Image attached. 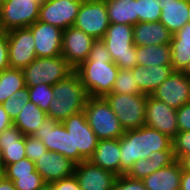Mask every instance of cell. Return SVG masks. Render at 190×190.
Returning a JSON list of instances; mask_svg holds the SVG:
<instances>
[{"label":"cell","mask_w":190,"mask_h":190,"mask_svg":"<svg viewBox=\"0 0 190 190\" xmlns=\"http://www.w3.org/2000/svg\"><path fill=\"white\" fill-rule=\"evenodd\" d=\"M119 143L120 175L126 174L136 161L148 158L152 152L173 151L170 137L146 125L125 130Z\"/></svg>","instance_id":"cell-2"},{"label":"cell","mask_w":190,"mask_h":190,"mask_svg":"<svg viewBox=\"0 0 190 190\" xmlns=\"http://www.w3.org/2000/svg\"><path fill=\"white\" fill-rule=\"evenodd\" d=\"M110 23L128 24L138 23L137 0H105Z\"/></svg>","instance_id":"cell-27"},{"label":"cell","mask_w":190,"mask_h":190,"mask_svg":"<svg viewBox=\"0 0 190 190\" xmlns=\"http://www.w3.org/2000/svg\"><path fill=\"white\" fill-rule=\"evenodd\" d=\"M40 5L37 0H0V29L29 27L39 19Z\"/></svg>","instance_id":"cell-9"},{"label":"cell","mask_w":190,"mask_h":190,"mask_svg":"<svg viewBox=\"0 0 190 190\" xmlns=\"http://www.w3.org/2000/svg\"><path fill=\"white\" fill-rule=\"evenodd\" d=\"M145 125L173 139L179 132L177 110L152 95H148Z\"/></svg>","instance_id":"cell-13"},{"label":"cell","mask_w":190,"mask_h":190,"mask_svg":"<svg viewBox=\"0 0 190 190\" xmlns=\"http://www.w3.org/2000/svg\"><path fill=\"white\" fill-rule=\"evenodd\" d=\"M172 33L159 22H139L133 26L135 46L170 44Z\"/></svg>","instance_id":"cell-21"},{"label":"cell","mask_w":190,"mask_h":190,"mask_svg":"<svg viewBox=\"0 0 190 190\" xmlns=\"http://www.w3.org/2000/svg\"><path fill=\"white\" fill-rule=\"evenodd\" d=\"M47 118L45 111L29 101L13 121V125H15L24 136H33Z\"/></svg>","instance_id":"cell-28"},{"label":"cell","mask_w":190,"mask_h":190,"mask_svg":"<svg viewBox=\"0 0 190 190\" xmlns=\"http://www.w3.org/2000/svg\"><path fill=\"white\" fill-rule=\"evenodd\" d=\"M40 190H54V189L52 184L45 183V185Z\"/></svg>","instance_id":"cell-49"},{"label":"cell","mask_w":190,"mask_h":190,"mask_svg":"<svg viewBox=\"0 0 190 190\" xmlns=\"http://www.w3.org/2000/svg\"><path fill=\"white\" fill-rule=\"evenodd\" d=\"M26 87L22 69L8 68L0 72V104L14 92Z\"/></svg>","instance_id":"cell-30"},{"label":"cell","mask_w":190,"mask_h":190,"mask_svg":"<svg viewBox=\"0 0 190 190\" xmlns=\"http://www.w3.org/2000/svg\"><path fill=\"white\" fill-rule=\"evenodd\" d=\"M172 143L173 154L179 161L185 154L190 153V131L178 132Z\"/></svg>","instance_id":"cell-39"},{"label":"cell","mask_w":190,"mask_h":190,"mask_svg":"<svg viewBox=\"0 0 190 190\" xmlns=\"http://www.w3.org/2000/svg\"><path fill=\"white\" fill-rule=\"evenodd\" d=\"M29 101V89L25 87L14 92L8 97V100L1 105L11 120L14 121Z\"/></svg>","instance_id":"cell-32"},{"label":"cell","mask_w":190,"mask_h":190,"mask_svg":"<svg viewBox=\"0 0 190 190\" xmlns=\"http://www.w3.org/2000/svg\"><path fill=\"white\" fill-rule=\"evenodd\" d=\"M170 45L173 70L184 72L190 63V23L172 35Z\"/></svg>","instance_id":"cell-26"},{"label":"cell","mask_w":190,"mask_h":190,"mask_svg":"<svg viewBox=\"0 0 190 190\" xmlns=\"http://www.w3.org/2000/svg\"><path fill=\"white\" fill-rule=\"evenodd\" d=\"M54 98L48 108L47 117L62 123L71 115L84 110L89 97L80 76L73 72L53 85Z\"/></svg>","instance_id":"cell-3"},{"label":"cell","mask_w":190,"mask_h":190,"mask_svg":"<svg viewBox=\"0 0 190 190\" xmlns=\"http://www.w3.org/2000/svg\"><path fill=\"white\" fill-rule=\"evenodd\" d=\"M26 158L25 136L12 125L0 133V163L3 169Z\"/></svg>","instance_id":"cell-20"},{"label":"cell","mask_w":190,"mask_h":190,"mask_svg":"<svg viewBox=\"0 0 190 190\" xmlns=\"http://www.w3.org/2000/svg\"><path fill=\"white\" fill-rule=\"evenodd\" d=\"M76 164L57 152L47 151L36 162V171L45 183L51 184L74 175Z\"/></svg>","instance_id":"cell-19"},{"label":"cell","mask_w":190,"mask_h":190,"mask_svg":"<svg viewBox=\"0 0 190 190\" xmlns=\"http://www.w3.org/2000/svg\"><path fill=\"white\" fill-rule=\"evenodd\" d=\"M182 169L190 171V153L185 154L180 160H179Z\"/></svg>","instance_id":"cell-48"},{"label":"cell","mask_w":190,"mask_h":190,"mask_svg":"<svg viewBox=\"0 0 190 190\" xmlns=\"http://www.w3.org/2000/svg\"><path fill=\"white\" fill-rule=\"evenodd\" d=\"M12 125L13 121L11 120L9 115L4 111L2 105L0 104V133Z\"/></svg>","instance_id":"cell-45"},{"label":"cell","mask_w":190,"mask_h":190,"mask_svg":"<svg viewBox=\"0 0 190 190\" xmlns=\"http://www.w3.org/2000/svg\"><path fill=\"white\" fill-rule=\"evenodd\" d=\"M180 190H190V171H182Z\"/></svg>","instance_id":"cell-46"},{"label":"cell","mask_w":190,"mask_h":190,"mask_svg":"<svg viewBox=\"0 0 190 190\" xmlns=\"http://www.w3.org/2000/svg\"><path fill=\"white\" fill-rule=\"evenodd\" d=\"M182 166L178 160L148 175L142 181L147 190H180Z\"/></svg>","instance_id":"cell-23"},{"label":"cell","mask_w":190,"mask_h":190,"mask_svg":"<svg viewBox=\"0 0 190 190\" xmlns=\"http://www.w3.org/2000/svg\"><path fill=\"white\" fill-rule=\"evenodd\" d=\"M33 136L40 139L48 151L62 154L72 161L71 134L63 123L47 118Z\"/></svg>","instance_id":"cell-15"},{"label":"cell","mask_w":190,"mask_h":190,"mask_svg":"<svg viewBox=\"0 0 190 190\" xmlns=\"http://www.w3.org/2000/svg\"><path fill=\"white\" fill-rule=\"evenodd\" d=\"M152 96L177 110L190 102V78L184 72L173 71Z\"/></svg>","instance_id":"cell-14"},{"label":"cell","mask_w":190,"mask_h":190,"mask_svg":"<svg viewBox=\"0 0 190 190\" xmlns=\"http://www.w3.org/2000/svg\"><path fill=\"white\" fill-rule=\"evenodd\" d=\"M10 68L8 57L7 33L0 29V72Z\"/></svg>","instance_id":"cell-43"},{"label":"cell","mask_w":190,"mask_h":190,"mask_svg":"<svg viewBox=\"0 0 190 190\" xmlns=\"http://www.w3.org/2000/svg\"><path fill=\"white\" fill-rule=\"evenodd\" d=\"M112 93L118 94H142L136 82L132 69H120L112 88Z\"/></svg>","instance_id":"cell-31"},{"label":"cell","mask_w":190,"mask_h":190,"mask_svg":"<svg viewBox=\"0 0 190 190\" xmlns=\"http://www.w3.org/2000/svg\"><path fill=\"white\" fill-rule=\"evenodd\" d=\"M74 175L81 190H114L118 177L115 173L83 160L75 166Z\"/></svg>","instance_id":"cell-17"},{"label":"cell","mask_w":190,"mask_h":190,"mask_svg":"<svg viewBox=\"0 0 190 190\" xmlns=\"http://www.w3.org/2000/svg\"><path fill=\"white\" fill-rule=\"evenodd\" d=\"M139 22H159L161 4L159 0H137Z\"/></svg>","instance_id":"cell-34"},{"label":"cell","mask_w":190,"mask_h":190,"mask_svg":"<svg viewBox=\"0 0 190 190\" xmlns=\"http://www.w3.org/2000/svg\"><path fill=\"white\" fill-rule=\"evenodd\" d=\"M25 151L26 158L36 162L48 150L40 139L34 136H25Z\"/></svg>","instance_id":"cell-38"},{"label":"cell","mask_w":190,"mask_h":190,"mask_svg":"<svg viewBox=\"0 0 190 190\" xmlns=\"http://www.w3.org/2000/svg\"><path fill=\"white\" fill-rule=\"evenodd\" d=\"M26 87L29 89L30 101L47 113L50 103L54 98L53 86L40 83L35 86Z\"/></svg>","instance_id":"cell-33"},{"label":"cell","mask_w":190,"mask_h":190,"mask_svg":"<svg viewBox=\"0 0 190 190\" xmlns=\"http://www.w3.org/2000/svg\"><path fill=\"white\" fill-rule=\"evenodd\" d=\"M137 65L150 67L152 65H172L171 45L136 46Z\"/></svg>","instance_id":"cell-29"},{"label":"cell","mask_w":190,"mask_h":190,"mask_svg":"<svg viewBox=\"0 0 190 190\" xmlns=\"http://www.w3.org/2000/svg\"><path fill=\"white\" fill-rule=\"evenodd\" d=\"M184 74L190 78V63L188 67L185 69Z\"/></svg>","instance_id":"cell-50"},{"label":"cell","mask_w":190,"mask_h":190,"mask_svg":"<svg viewBox=\"0 0 190 190\" xmlns=\"http://www.w3.org/2000/svg\"><path fill=\"white\" fill-rule=\"evenodd\" d=\"M54 190H81L75 175L52 182Z\"/></svg>","instance_id":"cell-44"},{"label":"cell","mask_w":190,"mask_h":190,"mask_svg":"<svg viewBox=\"0 0 190 190\" xmlns=\"http://www.w3.org/2000/svg\"><path fill=\"white\" fill-rule=\"evenodd\" d=\"M188 17H189V19H188V23H190V0H189V11H188Z\"/></svg>","instance_id":"cell-52"},{"label":"cell","mask_w":190,"mask_h":190,"mask_svg":"<svg viewBox=\"0 0 190 190\" xmlns=\"http://www.w3.org/2000/svg\"><path fill=\"white\" fill-rule=\"evenodd\" d=\"M118 71L102 40H95L88 58L75 68L89 97L111 93Z\"/></svg>","instance_id":"cell-1"},{"label":"cell","mask_w":190,"mask_h":190,"mask_svg":"<svg viewBox=\"0 0 190 190\" xmlns=\"http://www.w3.org/2000/svg\"><path fill=\"white\" fill-rule=\"evenodd\" d=\"M110 25L105 0H83L74 27L102 40Z\"/></svg>","instance_id":"cell-10"},{"label":"cell","mask_w":190,"mask_h":190,"mask_svg":"<svg viewBox=\"0 0 190 190\" xmlns=\"http://www.w3.org/2000/svg\"><path fill=\"white\" fill-rule=\"evenodd\" d=\"M155 172V163L149 158L136 161L126 175L132 179L143 180Z\"/></svg>","instance_id":"cell-37"},{"label":"cell","mask_w":190,"mask_h":190,"mask_svg":"<svg viewBox=\"0 0 190 190\" xmlns=\"http://www.w3.org/2000/svg\"><path fill=\"white\" fill-rule=\"evenodd\" d=\"M28 28L34 37L37 57H57L62 55V29L39 20Z\"/></svg>","instance_id":"cell-16"},{"label":"cell","mask_w":190,"mask_h":190,"mask_svg":"<svg viewBox=\"0 0 190 190\" xmlns=\"http://www.w3.org/2000/svg\"><path fill=\"white\" fill-rule=\"evenodd\" d=\"M83 111L99 140L117 139L124 135L125 130L118 117L103 97H88Z\"/></svg>","instance_id":"cell-5"},{"label":"cell","mask_w":190,"mask_h":190,"mask_svg":"<svg viewBox=\"0 0 190 190\" xmlns=\"http://www.w3.org/2000/svg\"><path fill=\"white\" fill-rule=\"evenodd\" d=\"M26 86L54 85L69 77L75 68L62 56L37 57L22 69Z\"/></svg>","instance_id":"cell-6"},{"label":"cell","mask_w":190,"mask_h":190,"mask_svg":"<svg viewBox=\"0 0 190 190\" xmlns=\"http://www.w3.org/2000/svg\"><path fill=\"white\" fill-rule=\"evenodd\" d=\"M146 94L109 93L103 98L118 117L124 130L137 129L145 126Z\"/></svg>","instance_id":"cell-7"},{"label":"cell","mask_w":190,"mask_h":190,"mask_svg":"<svg viewBox=\"0 0 190 190\" xmlns=\"http://www.w3.org/2000/svg\"><path fill=\"white\" fill-rule=\"evenodd\" d=\"M159 21L175 34L188 23L189 0H168L160 2Z\"/></svg>","instance_id":"cell-25"},{"label":"cell","mask_w":190,"mask_h":190,"mask_svg":"<svg viewBox=\"0 0 190 190\" xmlns=\"http://www.w3.org/2000/svg\"><path fill=\"white\" fill-rule=\"evenodd\" d=\"M95 39L74 26L63 30L62 56L77 68L85 61Z\"/></svg>","instance_id":"cell-18"},{"label":"cell","mask_w":190,"mask_h":190,"mask_svg":"<svg viewBox=\"0 0 190 190\" xmlns=\"http://www.w3.org/2000/svg\"><path fill=\"white\" fill-rule=\"evenodd\" d=\"M177 123L179 132L190 131V102L177 109Z\"/></svg>","instance_id":"cell-42"},{"label":"cell","mask_w":190,"mask_h":190,"mask_svg":"<svg viewBox=\"0 0 190 190\" xmlns=\"http://www.w3.org/2000/svg\"><path fill=\"white\" fill-rule=\"evenodd\" d=\"M121 150L119 138L101 139L95 148L92 157L89 159L96 166L111 171L120 176Z\"/></svg>","instance_id":"cell-22"},{"label":"cell","mask_w":190,"mask_h":190,"mask_svg":"<svg viewBox=\"0 0 190 190\" xmlns=\"http://www.w3.org/2000/svg\"><path fill=\"white\" fill-rule=\"evenodd\" d=\"M17 190H40L45 182L42 176L35 170L31 175L18 176V179L13 181Z\"/></svg>","instance_id":"cell-36"},{"label":"cell","mask_w":190,"mask_h":190,"mask_svg":"<svg viewBox=\"0 0 190 190\" xmlns=\"http://www.w3.org/2000/svg\"><path fill=\"white\" fill-rule=\"evenodd\" d=\"M148 158L155 163V172L176 160L173 151L152 152Z\"/></svg>","instance_id":"cell-41"},{"label":"cell","mask_w":190,"mask_h":190,"mask_svg":"<svg viewBox=\"0 0 190 190\" xmlns=\"http://www.w3.org/2000/svg\"><path fill=\"white\" fill-rule=\"evenodd\" d=\"M102 41L120 69H133L137 66L132 25L110 23Z\"/></svg>","instance_id":"cell-4"},{"label":"cell","mask_w":190,"mask_h":190,"mask_svg":"<svg viewBox=\"0 0 190 190\" xmlns=\"http://www.w3.org/2000/svg\"><path fill=\"white\" fill-rule=\"evenodd\" d=\"M0 190H17L12 181L3 177L0 180Z\"/></svg>","instance_id":"cell-47"},{"label":"cell","mask_w":190,"mask_h":190,"mask_svg":"<svg viewBox=\"0 0 190 190\" xmlns=\"http://www.w3.org/2000/svg\"><path fill=\"white\" fill-rule=\"evenodd\" d=\"M3 170L4 177L13 182L18 179V176L31 175L36 168L35 162L24 158L16 163L7 165Z\"/></svg>","instance_id":"cell-35"},{"label":"cell","mask_w":190,"mask_h":190,"mask_svg":"<svg viewBox=\"0 0 190 190\" xmlns=\"http://www.w3.org/2000/svg\"><path fill=\"white\" fill-rule=\"evenodd\" d=\"M7 33L10 68L24 69L37 58L34 37L28 27L10 30Z\"/></svg>","instance_id":"cell-11"},{"label":"cell","mask_w":190,"mask_h":190,"mask_svg":"<svg viewBox=\"0 0 190 190\" xmlns=\"http://www.w3.org/2000/svg\"><path fill=\"white\" fill-rule=\"evenodd\" d=\"M114 190H147L142 180L132 179L126 174L117 177Z\"/></svg>","instance_id":"cell-40"},{"label":"cell","mask_w":190,"mask_h":190,"mask_svg":"<svg viewBox=\"0 0 190 190\" xmlns=\"http://www.w3.org/2000/svg\"><path fill=\"white\" fill-rule=\"evenodd\" d=\"M132 71L139 90L146 95H152L174 70L172 65H152L150 67L137 65Z\"/></svg>","instance_id":"cell-24"},{"label":"cell","mask_w":190,"mask_h":190,"mask_svg":"<svg viewBox=\"0 0 190 190\" xmlns=\"http://www.w3.org/2000/svg\"><path fill=\"white\" fill-rule=\"evenodd\" d=\"M37 1L41 4V3H44V2H48L50 0H37Z\"/></svg>","instance_id":"cell-53"},{"label":"cell","mask_w":190,"mask_h":190,"mask_svg":"<svg viewBox=\"0 0 190 190\" xmlns=\"http://www.w3.org/2000/svg\"><path fill=\"white\" fill-rule=\"evenodd\" d=\"M83 0H50L41 3L39 21L54 25L62 30L74 26Z\"/></svg>","instance_id":"cell-12"},{"label":"cell","mask_w":190,"mask_h":190,"mask_svg":"<svg viewBox=\"0 0 190 190\" xmlns=\"http://www.w3.org/2000/svg\"><path fill=\"white\" fill-rule=\"evenodd\" d=\"M4 177V170L2 164L0 163V180Z\"/></svg>","instance_id":"cell-51"},{"label":"cell","mask_w":190,"mask_h":190,"mask_svg":"<svg viewBox=\"0 0 190 190\" xmlns=\"http://www.w3.org/2000/svg\"><path fill=\"white\" fill-rule=\"evenodd\" d=\"M72 141V162L76 165L83 160H89L99 139L89 126L84 111L71 115L63 122Z\"/></svg>","instance_id":"cell-8"}]
</instances>
